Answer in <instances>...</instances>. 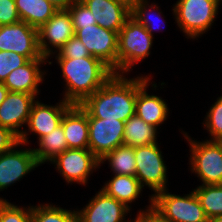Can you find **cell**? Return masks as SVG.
<instances>
[{
	"label": "cell",
	"mask_w": 222,
	"mask_h": 222,
	"mask_svg": "<svg viewBox=\"0 0 222 222\" xmlns=\"http://www.w3.org/2000/svg\"><path fill=\"white\" fill-rule=\"evenodd\" d=\"M126 75L114 73L81 106L93 118L126 122L135 114L137 91L152 77L142 74L130 79Z\"/></svg>",
	"instance_id": "obj_1"
},
{
	"label": "cell",
	"mask_w": 222,
	"mask_h": 222,
	"mask_svg": "<svg viewBox=\"0 0 222 222\" xmlns=\"http://www.w3.org/2000/svg\"><path fill=\"white\" fill-rule=\"evenodd\" d=\"M55 59L65 83L62 99L72 105H81L114 74L102 60L91 55Z\"/></svg>",
	"instance_id": "obj_2"
},
{
	"label": "cell",
	"mask_w": 222,
	"mask_h": 222,
	"mask_svg": "<svg viewBox=\"0 0 222 222\" xmlns=\"http://www.w3.org/2000/svg\"><path fill=\"white\" fill-rule=\"evenodd\" d=\"M218 9L219 0H177L172 13L186 38L195 40L211 29Z\"/></svg>",
	"instance_id": "obj_3"
},
{
	"label": "cell",
	"mask_w": 222,
	"mask_h": 222,
	"mask_svg": "<svg viewBox=\"0 0 222 222\" xmlns=\"http://www.w3.org/2000/svg\"><path fill=\"white\" fill-rule=\"evenodd\" d=\"M154 36L131 16L118 33V74L132 72L134 65L150 55Z\"/></svg>",
	"instance_id": "obj_4"
},
{
	"label": "cell",
	"mask_w": 222,
	"mask_h": 222,
	"mask_svg": "<svg viewBox=\"0 0 222 222\" xmlns=\"http://www.w3.org/2000/svg\"><path fill=\"white\" fill-rule=\"evenodd\" d=\"M190 148L189 165L201 185L222 184V142L193 140L187 132L181 131Z\"/></svg>",
	"instance_id": "obj_5"
},
{
	"label": "cell",
	"mask_w": 222,
	"mask_h": 222,
	"mask_svg": "<svg viewBox=\"0 0 222 222\" xmlns=\"http://www.w3.org/2000/svg\"><path fill=\"white\" fill-rule=\"evenodd\" d=\"M152 209L168 222H209L194 190L184 196L160 191L152 196Z\"/></svg>",
	"instance_id": "obj_6"
},
{
	"label": "cell",
	"mask_w": 222,
	"mask_h": 222,
	"mask_svg": "<svg viewBox=\"0 0 222 222\" xmlns=\"http://www.w3.org/2000/svg\"><path fill=\"white\" fill-rule=\"evenodd\" d=\"M157 143L134 147L136 175L141 186L149 187L154 193L167 189L168 171L163 153Z\"/></svg>",
	"instance_id": "obj_7"
},
{
	"label": "cell",
	"mask_w": 222,
	"mask_h": 222,
	"mask_svg": "<svg viewBox=\"0 0 222 222\" xmlns=\"http://www.w3.org/2000/svg\"><path fill=\"white\" fill-rule=\"evenodd\" d=\"M67 184L87 185L93 171L100 168V160L89 149L68 148L51 162Z\"/></svg>",
	"instance_id": "obj_8"
},
{
	"label": "cell",
	"mask_w": 222,
	"mask_h": 222,
	"mask_svg": "<svg viewBox=\"0 0 222 222\" xmlns=\"http://www.w3.org/2000/svg\"><path fill=\"white\" fill-rule=\"evenodd\" d=\"M74 30L75 36L86 46L91 56L99 58L118 74V32L98 24Z\"/></svg>",
	"instance_id": "obj_9"
},
{
	"label": "cell",
	"mask_w": 222,
	"mask_h": 222,
	"mask_svg": "<svg viewBox=\"0 0 222 222\" xmlns=\"http://www.w3.org/2000/svg\"><path fill=\"white\" fill-rule=\"evenodd\" d=\"M0 51H12L28 60L47 59L38 46V29L24 21L0 26Z\"/></svg>",
	"instance_id": "obj_10"
},
{
	"label": "cell",
	"mask_w": 222,
	"mask_h": 222,
	"mask_svg": "<svg viewBox=\"0 0 222 222\" xmlns=\"http://www.w3.org/2000/svg\"><path fill=\"white\" fill-rule=\"evenodd\" d=\"M72 106L69 102L60 99L56 105H47L38 99L33 103L27 122V128L19 137V142L25 146L29 145L28 135L32 133L39 140L41 137L49 134L61 124L65 112ZM28 131H27V130Z\"/></svg>",
	"instance_id": "obj_11"
},
{
	"label": "cell",
	"mask_w": 222,
	"mask_h": 222,
	"mask_svg": "<svg viewBox=\"0 0 222 222\" xmlns=\"http://www.w3.org/2000/svg\"><path fill=\"white\" fill-rule=\"evenodd\" d=\"M73 36L75 30L69 11L58 10L38 29L40 53L49 60Z\"/></svg>",
	"instance_id": "obj_12"
},
{
	"label": "cell",
	"mask_w": 222,
	"mask_h": 222,
	"mask_svg": "<svg viewBox=\"0 0 222 222\" xmlns=\"http://www.w3.org/2000/svg\"><path fill=\"white\" fill-rule=\"evenodd\" d=\"M88 149L100 160L116 147L124 145L125 122L93 118L88 113Z\"/></svg>",
	"instance_id": "obj_13"
},
{
	"label": "cell",
	"mask_w": 222,
	"mask_h": 222,
	"mask_svg": "<svg viewBox=\"0 0 222 222\" xmlns=\"http://www.w3.org/2000/svg\"><path fill=\"white\" fill-rule=\"evenodd\" d=\"M23 147L25 145L19 142L11 150L0 154V191L21 181L27 174L40 166L36 161L33 148Z\"/></svg>",
	"instance_id": "obj_14"
},
{
	"label": "cell",
	"mask_w": 222,
	"mask_h": 222,
	"mask_svg": "<svg viewBox=\"0 0 222 222\" xmlns=\"http://www.w3.org/2000/svg\"><path fill=\"white\" fill-rule=\"evenodd\" d=\"M130 209L113 197L99 190L83 209H77L79 222H132L125 216Z\"/></svg>",
	"instance_id": "obj_15"
},
{
	"label": "cell",
	"mask_w": 222,
	"mask_h": 222,
	"mask_svg": "<svg viewBox=\"0 0 222 222\" xmlns=\"http://www.w3.org/2000/svg\"><path fill=\"white\" fill-rule=\"evenodd\" d=\"M35 99L37 98L32 94L9 91L0 104V126L10 129L20 137Z\"/></svg>",
	"instance_id": "obj_16"
},
{
	"label": "cell",
	"mask_w": 222,
	"mask_h": 222,
	"mask_svg": "<svg viewBox=\"0 0 222 222\" xmlns=\"http://www.w3.org/2000/svg\"><path fill=\"white\" fill-rule=\"evenodd\" d=\"M47 63L53 64L48 59L28 60L24 65L10 72L3 84L9 91L32 94L37 98L41 91L39 86L45 81L47 74L46 70H42L41 67Z\"/></svg>",
	"instance_id": "obj_17"
},
{
	"label": "cell",
	"mask_w": 222,
	"mask_h": 222,
	"mask_svg": "<svg viewBox=\"0 0 222 222\" xmlns=\"http://www.w3.org/2000/svg\"><path fill=\"white\" fill-rule=\"evenodd\" d=\"M93 14L99 26L118 32L130 17L131 7L121 0H80Z\"/></svg>",
	"instance_id": "obj_18"
},
{
	"label": "cell",
	"mask_w": 222,
	"mask_h": 222,
	"mask_svg": "<svg viewBox=\"0 0 222 222\" xmlns=\"http://www.w3.org/2000/svg\"><path fill=\"white\" fill-rule=\"evenodd\" d=\"M151 78L137 91L135 102V114L146 123L159 128L164 124L169 116V107L161 96L148 94V86L152 85V90L157 89V83L151 82ZM151 83V84H150ZM154 88V89H153Z\"/></svg>",
	"instance_id": "obj_19"
},
{
	"label": "cell",
	"mask_w": 222,
	"mask_h": 222,
	"mask_svg": "<svg viewBox=\"0 0 222 222\" xmlns=\"http://www.w3.org/2000/svg\"><path fill=\"white\" fill-rule=\"evenodd\" d=\"M61 124L68 148L88 149V112L81 105H72L63 115Z\"/></svg>",
	"instance_id": "obj_20"
},
{
	"label": "cell",
	"mask_w": 222,
	"mask_h": 222,
	"mask_svg": "<svg viewBox=\"0 0 222 222\" xmlns=\"http://www.w3.org/2000/svg\"><path fill=\"white\" fill-rule=\"evenodd\" d=\"M144 189L135 176L116 175L101 188L108 196L115 198L131 210V204L138 200Z\"/></svg>",
	"instance_id": "obj_21"
},
{
	"label": "cell",
	"mask_w": 222,
	"mask_h": 222,
	"mask_svg": "<svg viewBox=\"0 0 222 222\" xmlns=\"http://www.w3.org/2000/svg\"><path fill=\"white\" fill-rule=\"evenodd\" d=\"M21 21L39 29L58 9L48 0H15Z\"/></svg>",
	"instance_id": "obj_22"
},
{
	"label": "cell",
	"mask_w": 222,
	"mask_h": 222,
	"mask_svg": "<svg viewBox=\"0 0 222 222\" xmlns=\"http://www.w3.org/2000/svg\"><path fill=\"white\" fill-rule=\"evenodd\" d=\"M157 128L134 114L124 126V145L136 147L157 143Z\"/></svg>",
	"instance_id": "obj_23"
},
{
	"label": "cell",
	"mask_w": 222,
	"mask_h": 222,
	"mask_svg": "<svg viewBox=\"0 0 222 222\" xmlns=\"http://www.w3.org/2000/svg\"><path fill=\"white\" fill-rule=\"evenodd\" d=\"M37 143L39 147L34 148L33 152L40 166L51 162L56 156L68 149L62 124L52 130L51 133L41 137Z\"/></svg>",
	"instance_id": "obj_24"
},
{
	"label": "cell",
	"mask_w": 222,
	"mask_h": 222,
	"mask_svg": "<svg viewBox=\"0 0 222 222\" xmlns=\"http://www.w3.org/2000/svg\"><path fill=\"white\" fill-rule=\"evenodd\" d=\"M109 163L112 174L135 176L136 175V163L134 155V147L121 145L114 150L108 152L100 159V166L104 162Z\"/></svg>",
	"instance_id": "obj_25"
},
{
	"label": "cell",
	"mask_w": 222,
	"mask_h": 222,
	"mask_svg": "<svg viewBox=\"0 0 222 222\" xmlns=\"http://www.w3.org/2000/svg\"><path fill=\"white\" fill-rule=\"evenodd\" d=\"M32 222H79L77 210H67L56 204L31 205Z\"/></svg>",
	"instance_id": "obj_26"
},
{
	"label": "cell",
	"mask_w": 222,
	"mask_h": 222,
	"mask_svg": "<svg viewBox=\"0 0 222 222\" xmlns=\"http://www.w3.org/2000/svg\"><path fill=\"white\" fill-rule=\"evenodd\" d=\"M192 190L209 220L222 215V184L199 185Z\"/></svg>",
	"instance_id": "obj_27"
},
{
	"label": "cell",
	"mask_w": 222,
	"mask_h": 222,
	"mask_svg": "<svg viewBox=\"0 0 222 222\" xmlns=\"http://www.w3.org/2000/svg\"><path fill=\"white\" fill-rule=\"evenodd\" d=\"M157 5L158 4L153 3V2L150 4V2L148 0H136L131 5L130 16L132 18H134L138 23L143 25L152 36L154 35L153 34L154 31H158L160 29L159 25L157 26L154 23L155 18L158 20V19H161V17H162V15H161L162 11L160 10L159 6H157ZM152 11H154V12L157 11V13L153 12V14L155 16L153 14H151ZM152 15L154 17L153 19H152ZM160 30H162V29H160Z\"/></svg>",
	"instance_id": "obj_28"
},
{
	"label": "cell",
	"mask_w": 222,
	"mask_h": 222,
	"mask_svg": "<svg viewBox=\"0 0 222 222\" xmlns=\"http://www.w3.org/2000/svg\"><path fill=\"white\" fill-rule=\"evenodd\" d=\"M217 101L212 104L206 113V117L202 124L209 132L211 141H222V95L216 99Z\"/></svg>",
	"instance_id": "obj_29"
},
{
	"label": "cell",
	"mask_w": 222,
	"mask_h": 222,
	"mask_svg": "<svg viewBox=\"0 0 222 222\" xmlns=\"http://www.w3.org/2000/svg\"><path fill=\"white\" fill-rule=\"evenodd\" d=\"M0 222H32L31 205L18 206L0 197Z\"/></svg>",
	"instance_id": "obj_30"
},
{
	"label": "cell",
	"mask_w": 222,
	"mask_h": 222,
	"mask_svg": "<svg viewBox=\"0 0 222 222\" xmlns=\"http://www.w3.org/2000/svg\"><path fill=\"white\" fill-rule=\"evenodd\" d=\"M67 10L71 15L74 29H81L82 26L97 24L90 9L80 0L74 2Z\"/></svg>",
	"instance_id": "obj_31"
},
{
	"label": "cell",
	"mask_w": 222,
	"mask_h": 222,
	"mask_svg": "<svg viewBox=\"0 0 222 222\" xmlns=\"http://www.w3.org/2000/svg\"><path fill=\"white\" fill-rule=\"evenodd\" d=\"M28 59L16 52L0 51V82H4L10 72L24 65Z\"/></svg>",
	"instance_id": "obj_32"
},
{
	"label": "cell",
	"mask_w": 222,
	"mask_h": 222,
	"mask_svg": "<svg viewBox=\"0 0 222 222\" xmlns=\"http://www.w3.org/2000/svg\"><path fill=\"white\" fill-rule=\"evenodd\" d=\"M91 54L88 52L86 46L80 41L79 38L73 36L69 39L58 51L53 54L51 58H81L88 57Z\"/></svg>",
	"instance_id": "obj_33"
},
{
	"label": "cell",
	"mask_w": 222,
	"mask_h": 222,
	"mask_svg": "<svg viewBox=\"0 0 222 222\" xmlns=\"http://www.w3.org/2000/svg\"><path fill=\"white\" fill-rule=\"evenodd\" d=\"M18 15L15 0H0V26L18 23Z\"/></svg>",
	"instance_id": "obj_34"
},
{
	"label": "cell",
	"mask_w": 222,
	"mask_h": 222,
	"mask_svg": "<svg viewBox=\"0 0 222 222\" xmlns=\"http://www.w3.org/2000/svg\"><path fill=\"white\" fill-rule=\"evenodd\" d=\"M149 204L146 209H140L132 222H168L152 209V197L149 196Z\"/></svg>",
	"instance_id": "obj_35"
},
{
	"label": "cell",
	"mask_w": 222,
	"mask_h": 222,
	"mask_svg": "<svg viewBox=\"0 0 222 222\" xmlns=\"http://www.w3.org/2000/svg\"><path fill=\"white\" fill-rule=\"evenodd\" d=\"M17 143L19 137L10 129L0 126V154L11 150Z\"/></svg>",
	"instance_id": "obj_36"
},
{
	"label": "cell",
	"mask_w": 222,
	"mask_h": 222,
	"mask_svg": "<svg viewBox=\"0 0 222 222\" xmlns=\"http://www.w3.org/2000/svg\"><path fill=\"white\" fill-rule=\"evenodd\" d=\"M58 10H67L77 0H48Z\"/></svg>",
	"instance_id": "obj_37"
},
{
	"label": "cell",
	"mask_w": 222,
	"mask_h": 222,
	"mask_svg": "<svg viewBox=\"0 0 222 222\" xmlns=\"http://www.w3.org/2000/svg\"><path fill=\"white\" fill-rule=\"evenodd\" d=\"M8 92V88L3 84V82H0V104L5 100Z\"/></svg>",
	"instance_id": "obj_38"
},
{
	"label": "cell",
	"mask_w": 222,
	"mask_h": 222,
	"mask_svg": "<svg viewBox=\"0 0 222 222\" xmlns=\"http://www.w3.org/2000/svg\"><path fill=\"white\" fill-rule=\"evenodd\" d=\"M209 222H222V215L211 218Z\"/></svg>",
	"instance_id": "obj_39"
},
{
	"label": "cell",
	"mask_w": 222,
	"mask_h": 222,
	"mask_svg": "<svg viewBox=\"0 0 222 222\" xmlns=\"http://www.w3.org/2000/svg\"><path fill=\"white\" fill-rule=\"evenodd\" d=\"M121 1L127 3V4L131 7V5H132L136 0H121Z\"/></svg>",
	"instance_id": "obj_40"
},
{
	"label": "cell",
	"mask_w": 222,
	"mask_h": 222,
	"mask_svg": "<svg viewBox=\"0 0 222 222\" xmlns=\"http://www.w3.org/2000/svg\"><path fill=\"white\" fill-rule=\"evenodd\" d=\"M222 5V0H219V7Z\"/></svg>",
	"instance_id": "obj_41"
}]
</instances>
